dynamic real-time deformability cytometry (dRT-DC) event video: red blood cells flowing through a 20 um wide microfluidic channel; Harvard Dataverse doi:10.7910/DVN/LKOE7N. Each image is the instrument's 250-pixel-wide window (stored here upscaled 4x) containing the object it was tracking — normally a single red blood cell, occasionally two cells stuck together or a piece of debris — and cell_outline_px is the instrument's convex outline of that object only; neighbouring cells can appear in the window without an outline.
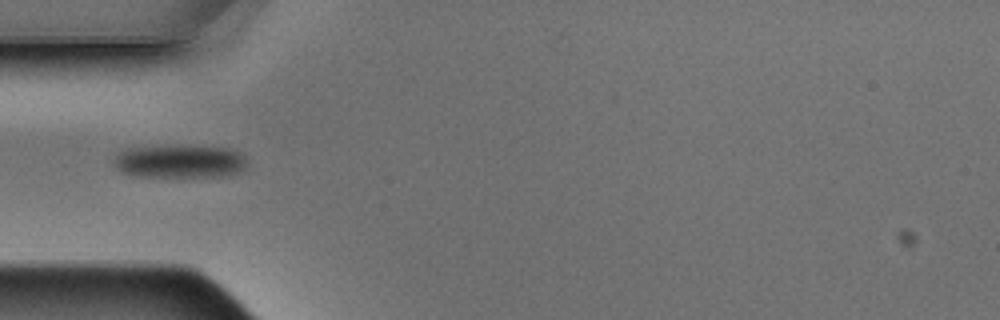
{"species": "Egyptian fruit bat (a non-hibernating species)", "species_latin": "Rousettus aegyptiacus", "temperature_condition": "warm", "stored_images_in_passage": 7, "camera_frame_rate_fps": 3000, "um_per_image_px": 0.085, "animal": {"sex": "male"}, "frame": {"image": 1, "passage_image": 4, "time_ms": 1.0, "image_size_px": [1000, 320], "cell_outline_px": [[248, 168], [244, 172], [228, 176], [132, 176], [120, 172], [112, 164], [112, 160], [116, 152], [124, 148], [176, 144], [184, 144], [232, 148], [240, 152], [244, 156], [248, 164]], "centroid_in_image_um": [15.28, 13.68], "position_along_channel_um": 69.7, "area_um2": 27.17}}
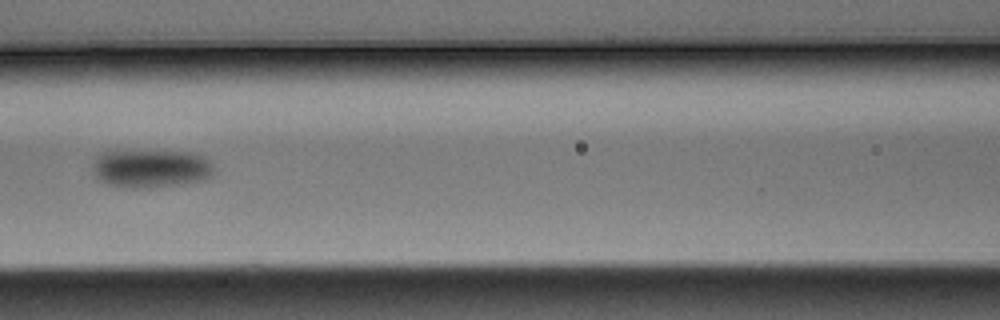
{"frame": {"image": 2, "passage_image": 6, "time_ms": 1.667, "image_size_px": [1000, 320], "cell_outline_px": [[216, 172], [212, 176], [204, 180], [180, 184], [152, 188], [132, 188], [108, 184], [100, 180], [96, 176], [92, 164], [96, 156], [104, 152], [196, 152], [204, 156], [216, 168]], "centroid_in_image_um": [12.9, 14.34], "position_along_channel_um": 153.7, "area_um2": 26.99}}
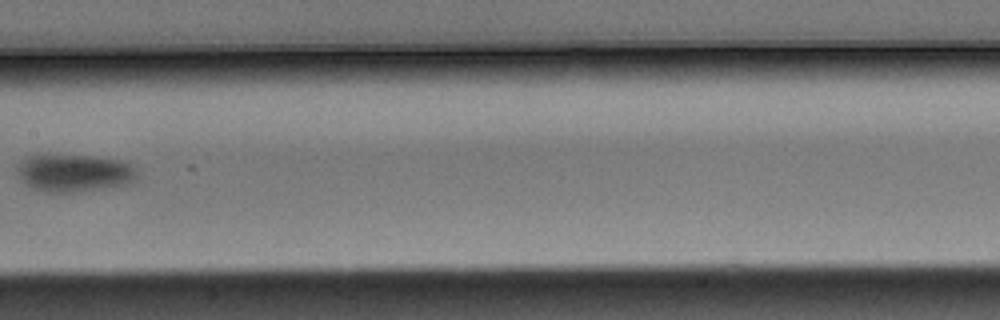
{"frame": {"image": 3, "passage_image": 7, "time_ms": 2.0, "image_size_px": [1000, 320], "cell_outline_px": [[136, 180], [128, 184], [72, 192], [48, 192], [32, 188], [16, 172], [16, 164], [28, 156], [40, 152], [48, 152], [88, 156], [116, 160], [128, 164], [136, 168]], "centroid_in_image_um": [6.22, 14.65], "position_along_channel_um": 201.2, "area_um2": 26.53}}